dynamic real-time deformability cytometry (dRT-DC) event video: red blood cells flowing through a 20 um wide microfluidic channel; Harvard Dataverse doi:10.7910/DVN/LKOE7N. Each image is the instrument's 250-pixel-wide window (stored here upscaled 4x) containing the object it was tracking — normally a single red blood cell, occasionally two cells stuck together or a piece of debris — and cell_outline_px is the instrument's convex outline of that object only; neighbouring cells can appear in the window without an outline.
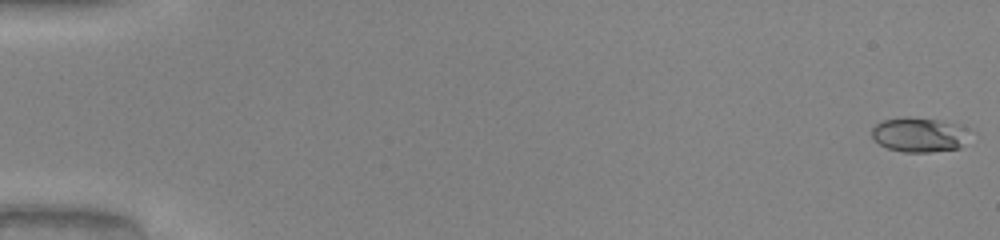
{"species": "common noctule bat (a hibernating species)", "species_latin": "Nyctalus noctula", "temperature_condition": "warm", "stored_images_in_passage": 51, "camera_frame_rate_fps": 3000, "um_per_image_px": 0.085, "animal": {"sex": "male", "body_mass_g": 20.0, "forearm_length_mm": 53.3}, "frame": {"image": 1, "passage_image": 1, "time_ms": 0.0, "image_size_px": [1000, 240], "cell_outline_px": [[968, 132], [960, 148], [928, 152], [904, 152], [888, 148], [880, 144], [872, 136], [872, 128], [876, 124], [884, 120], [904, 116], [908, 116], [940, 120], [956, 124], [964, 128]], "centroid_in_image_um": [78.09, 11.44], "position_along_channel_um": 6.9, "area_um2": 19.48}}
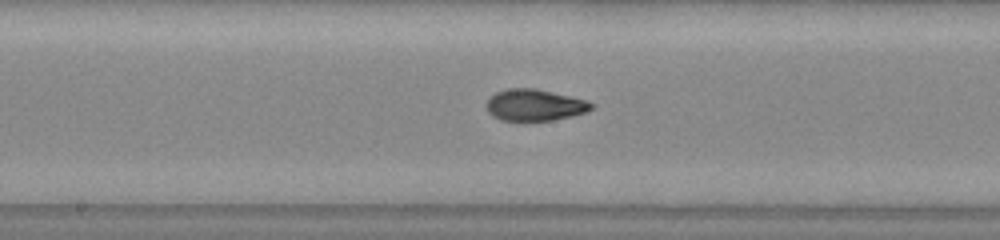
{"frame": {"image": 2, "passage_image": 28, "time_ms": 9.0, "image_size_px": [1000, 240], "cell_outline_px": [[596, 104], [592, 108], [584, 112], [572, 116], [552, 120], [500, 120], [492, 116], [488, 112], [488, 100], [496, 92], [508, 88], [536, 88], [588, 100]], "centroid_in_image_um": [45.48, 8.92], "position_along_channel_um": 202.7, "area_um2": 19.19}}
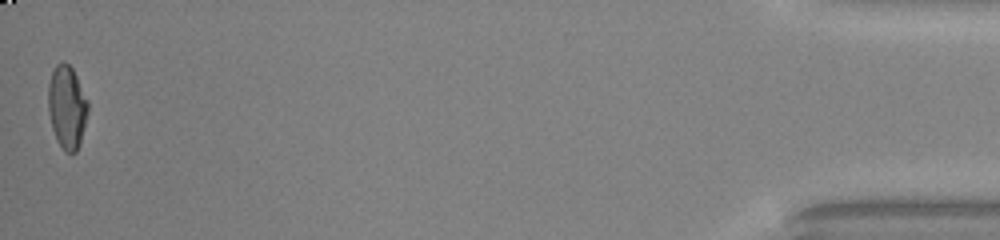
{"frame": {"image": 3, "passage_image": 51, "time_ms": 16.667, "image_size_px": [1000, 240], "cell_outline_px": [[88, 112], [80, 144], [76, 152], [64, 152], [56, 140], [52, 128], [48, 112], [48, 84], [52, 72], [56, 64], [64, 60], [72, 68], [88, 100]], "centroid_in_image_um": [5.68, 9.11], "position_along_channel_um": 429.5, "area_um2": 19.42}, "authors_computed_cell_mechanics": {"area_um2": 18.8428, "velocity_mm_per_s": 4.125, "shape_relaxation_time_tau1_ms": null, "shape_relaxation_time_tau2_ms": 1.2741, "deformation_change_tau1": null, "deformation_change_tau2": 0.0674}}